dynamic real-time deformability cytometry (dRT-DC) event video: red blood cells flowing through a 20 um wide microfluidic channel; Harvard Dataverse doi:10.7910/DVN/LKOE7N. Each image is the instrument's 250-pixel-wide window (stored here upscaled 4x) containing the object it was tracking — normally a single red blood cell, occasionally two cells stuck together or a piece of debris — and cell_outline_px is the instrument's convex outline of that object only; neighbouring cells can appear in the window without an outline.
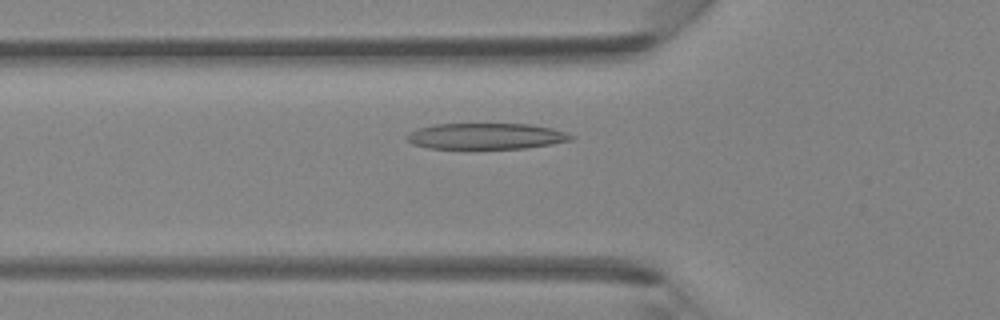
{"species": "Egyptian fruit bat (a non-hibernating species)", "species_latin": "Rousettus aegyptiacus", "temperature_condition": "room temperature", "stored_images_in_passage": 33, "camera_frame_rate_fps": 3000, "um_per_image_px": 0.085, "animal": {"sex": "female"}, "frame": {"image": 1, "passage_image": 8, "time_ms": 2.333, "image_size_px": [1000, 320], "cell_outline_px": [[576, 136], [572, 140], [524, 148], [428, 148], [412, 144], [404, 136], [408, 132], [432, 124], [532, 124], [552, 128]], "centroid_in_image_um": [41.28, 11.56], "position_along_channel_um": 84.5, "area_um2": 24.8}}
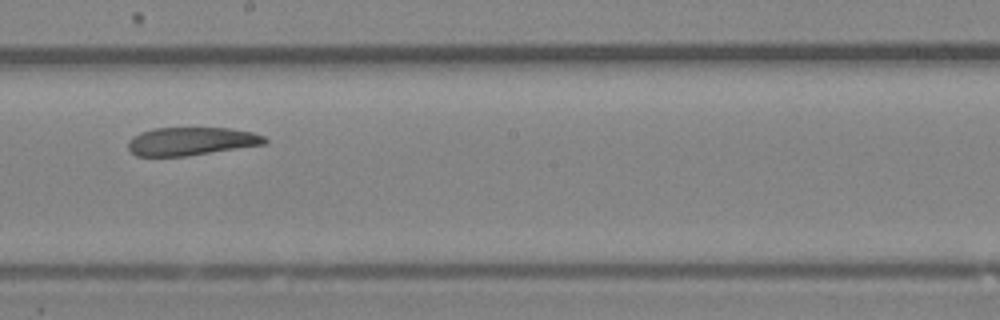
{"frame": {"image": 2, "passage_image": 18, "time_ms": 5.667, "image_size_px": [1000, 320], "cell_outline_px": [[268, 144], [188, 156], [136, 156], [128, 148], [128, 140], [132, 136], [140, 132], [152, 128], [228, 128], [252, 132], [264, 136], [268, 140]], "centroid_in_image_um": [16.26, 12.01], "position_along_channel_um": 231.9, "area_um2": 22.66}}
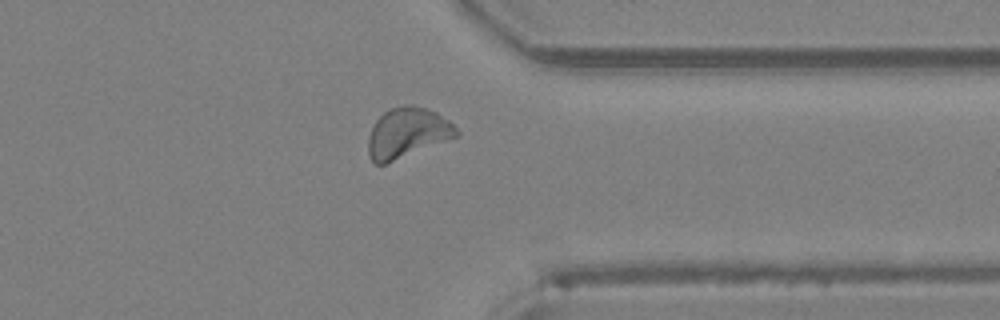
{"frame": {"image": 3, "passage_image": 28, "time_ms": 9.0, "image_size_px": [1000, 320], "cell_outline_px": [[460, 136], [384, 164], [376, 164], [372, 160], [368, 152], [368, 140], [372, 128], [376, 120], [384, 112], [400, 104], [412, 104], [436, 112], [448, 120], [460, 132]], "centroid_in_image_um": [34.64, 11.28], "position_along_channel_um": 376.8, "area_um2": 25.66}}